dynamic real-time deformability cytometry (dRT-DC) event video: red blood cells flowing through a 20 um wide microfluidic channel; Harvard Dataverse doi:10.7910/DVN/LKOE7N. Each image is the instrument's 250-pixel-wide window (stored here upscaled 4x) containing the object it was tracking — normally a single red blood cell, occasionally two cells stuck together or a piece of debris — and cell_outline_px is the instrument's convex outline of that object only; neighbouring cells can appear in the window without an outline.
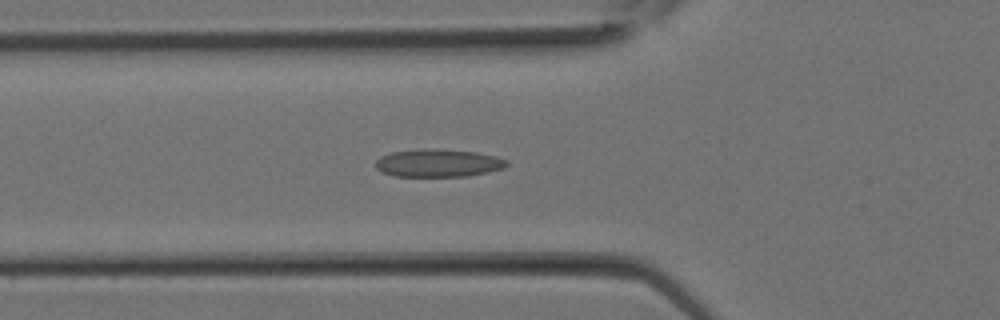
{"species": "Egyptian fruit bat (a non-hibernating species)", "species_latin": "Rousettus aegyptiacus", "temperature_condition": "room temperature", "stored_images_in_passage": 12, "camera_frame_rate_fps": 3000, "um_per_image_px": 0.085, "animal": {"sex": "female"}, "frame": {"image": 1, "passage_image": 10, "time_ms": 3.0, "image_size_px": [1000, 320], "cell_outline_px": [[508, 164], [504, 168], [488, 172], [468, 176], [392, 176], [380, 172], [376, 168], [376, 160], [380, 156], [392, 152], [424, 148], [476, 152], [496, 156], [508, 160]], "centroid_in_image_um": [37.23, 13.86], "position_along_channel_um": 88.6, "area_um2": 21.33}}
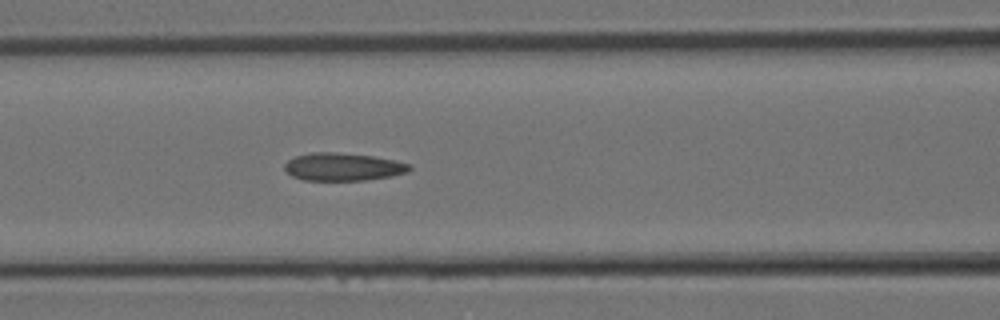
{"frame": {"image": 2, "passage_image": 12, "time_ms": 3.667, "image_size_px": [1000, 320], "cell_outline_px": [[412, 168], [408, 172], [388, 176], [364, 180], [304, 180], [292, 176], [284, 168], [284, 164], [288, 160], [296, 156], [312, 152], [336, 152], [372, 156], [396, 160], [412, 164]], "centroid_in_image_um": [29.17, 14.17], "position_along_channel_um": 137.4, "area_um2": 20.17}}